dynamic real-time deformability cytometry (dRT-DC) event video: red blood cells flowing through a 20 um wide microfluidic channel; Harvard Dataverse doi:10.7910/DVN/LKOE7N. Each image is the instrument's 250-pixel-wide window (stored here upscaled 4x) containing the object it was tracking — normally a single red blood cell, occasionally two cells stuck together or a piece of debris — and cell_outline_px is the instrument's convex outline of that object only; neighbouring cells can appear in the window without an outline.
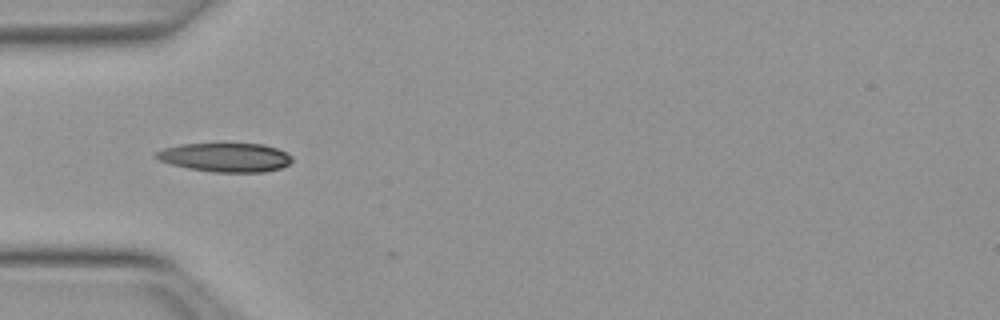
{"species": "Egyptian fruit bat (a non-hibernating species)", "species_latin": "Rousettus aegyptiacus", "temperature_condition": "warm", "stored_images_in_passage": 29, "camera_frame_rate_fps": 3000, "um_per_image_px": 0.085, "animal": {"sex": "female"}, "frame": {"image": 1, "passage_image": 1, "time_ms": 0.0, "image_size_px": [1000, 320], "cell_outline_px": [[292, 160], [288, 164], [280, 168], [264, 172], [212, 172], [188, 168], [172, 164], [160, 160], [152, 156], [156, 152], [164, 148], [180, 144], [220, 140], [264, 144], [276, 148], [292, 156]], "centroid_in_image_um": [19.13, 13.31], "position_along_channel_um": 65.9, "area_um2": 23.99}}
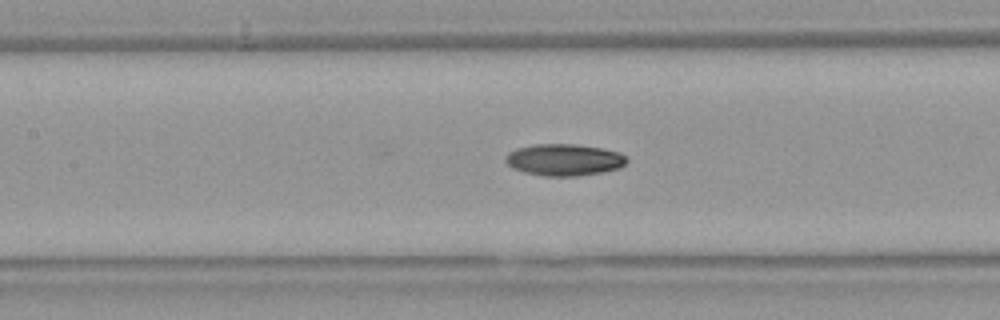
{"frame": {"image": 2, "passage_image": 8, "time_ms": 2.333, "image_size_px": [1000, 320], "cell_outline_px": [[628, 160], [620, 168], [604, 172], [576, 176], [544, 176], [524, 172], [512, 168], [504, 160], [504, 156], [508, 152], [516, 148], [532, 144], [572, 144], [600, 148], [620, 152]], "centroid_in_image_um": [47.92, 13.58], "position_along_channel_um": 159.5, "area_um2": 22.54}}
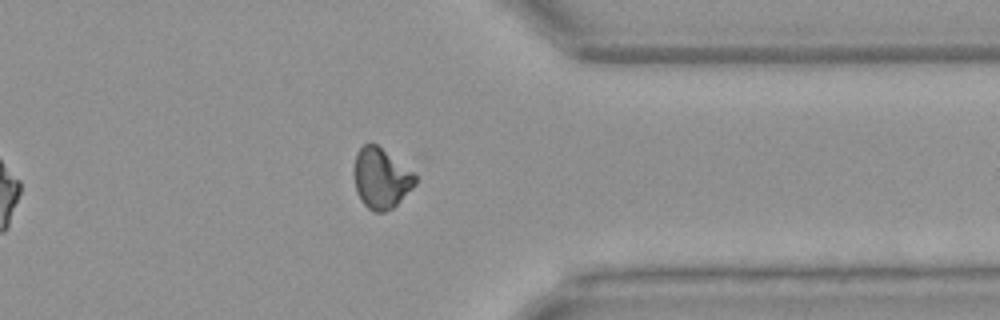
{"frame": {"image": 3, "passage_image": 25, "time_ms": 8.0, "image_size_px": [1000, 320], "cell_outline_px": [[416, 184], [392, 208], [384, 212], [372, 212], [360, 200], [356, 192], [352, 176], [352, 172], [356, 152], [364, 144], [376, 144], [412, 172], [416, 176]], "centroid_in_image_um": [32.32, 15.17], "position_along_channel_um": 379.1, "area_um2": 21.5}, "authors_computed_cell_mechanics": {"area_um2": 21.9062, "velocity_mm_per_s": 4.016, "shape_relaxation_time_tau1_ms": 10.6566, "shape_relaxation_time_tau2_ms": 5.1989, "deformation_change_tau1": 0.2468, "deformation_change_tau2": 0.1077}}